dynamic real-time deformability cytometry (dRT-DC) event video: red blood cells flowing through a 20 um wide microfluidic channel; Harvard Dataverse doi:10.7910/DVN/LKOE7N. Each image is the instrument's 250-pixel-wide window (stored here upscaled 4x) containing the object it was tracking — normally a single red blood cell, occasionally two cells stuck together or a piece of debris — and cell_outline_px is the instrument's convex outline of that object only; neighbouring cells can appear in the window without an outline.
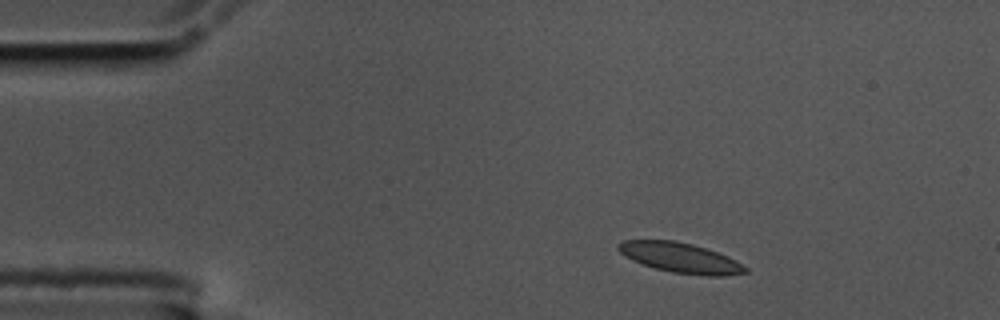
{"species": "common noctule bat (a hibernating species)", "species_latin": "Nyctalus noctula", "temperature_condition": "cold", "stored_images_in_passage": 13, "camera_frame_rate_fps": 3000, "um_per_image_px": 0.085, "animal": {"sex": "male", "body_mass_g": 17.5, "forearm_length_mm": 52.3}, "frame": {"image": 1, "passage_image": 1, "time_ms": 0.0, "image_size_px": [1000, 320], "cell_outline_px": [[748, 272], [724, 276], [704, 276], [672, 272], [656, 268], [632, 260], [624, 256], [616, 248], [616, 244], [620, 240], [676, 240], [692, 244], [728, 256], [736, 260], [748, 268]], "centroid_in_image_um": [57.82, 21.9], "position_along_channel_um": 27.2, "area_um2": 22.31}}
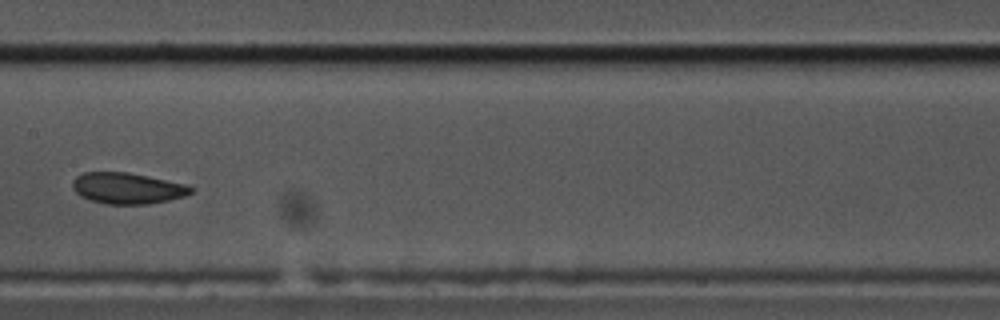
{"frame": {"image": 2, "passage_image": 6, "time_ms": 1.667, "image_size_px": [1000, 320], "cell_outline_px": [[196, 188], [192, 192], [184, 196], [168, 200], [148, 204], [108, 204], [88, 200], [80, 196], [72, 188], [72, 180], [76, 176], [84, 172], [128, 172], [188, 184]], "centroid_in_image_um": [10.83, 15.99], "position_along_channel_um": 196.6, "area_um2": 21.68}}
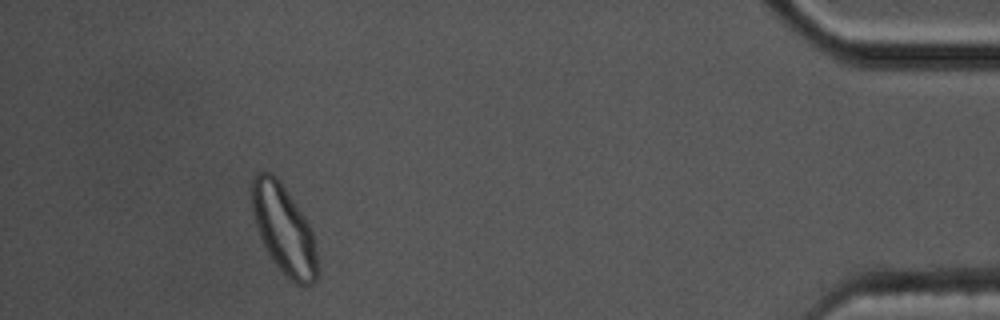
{"frame": {"image": 3, "passage_image": 12, "time_ms": 3.667, "image_size_px": [1000, 320], "cell_outline_px": [[316, 280], [312, 284], [296, 284], [272, 260], [260, 236], [252, 212], [252, 176], [256, 172], [272, 172], [280, 180], [304, 216], [312, 232], [316, 252]], "centroid_in_image_um": [24.1, 19.44], "position_along_channel_um": 411.1, "area_um2": 33.23}}